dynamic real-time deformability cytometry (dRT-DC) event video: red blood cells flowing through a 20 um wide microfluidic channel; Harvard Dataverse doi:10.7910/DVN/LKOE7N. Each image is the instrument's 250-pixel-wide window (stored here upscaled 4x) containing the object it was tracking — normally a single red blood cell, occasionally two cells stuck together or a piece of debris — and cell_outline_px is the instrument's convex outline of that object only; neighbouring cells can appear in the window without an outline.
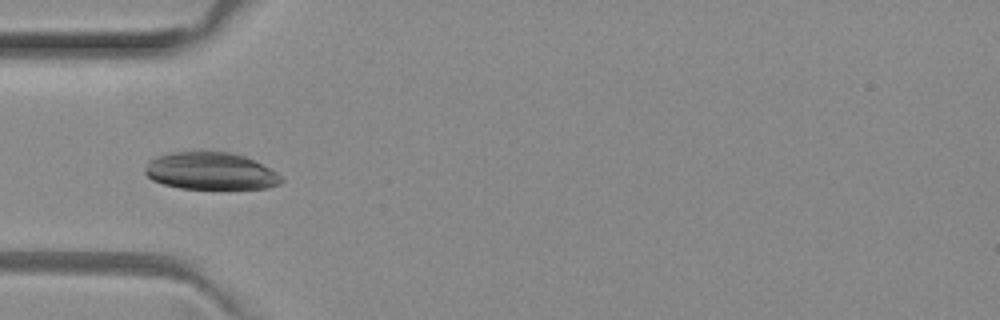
{"species": "common noctule bat (a hibernating species)", "species_latin": "Nyctalus noctula", "temperature_condition": "room temperature", "stored_images_in_passage": 5, "camera_frame_rate_fps": 3000, "um_per_image_px": 0.085, "animal": {"sex": "female", "body_mass_g": 29.2, "forearm_length_mm": 56.3}, "frame": {"image": 1, "passage_image": 5, "time_ms": 1.333, "image_size_px": [1000, 320], "cell_outline_px": [[284, 180], [280, 184], [268, 188], [180, 188], [164, 184], [152, 180], [144, 172], [144, 168], [156, 156], [168, 152], [228, 152], [244, 156], [276, 172]], "centroid_in_image_um": [17.88, 14.54], "position_along_channel_um": 67.1, "area_um2": 29.19}}